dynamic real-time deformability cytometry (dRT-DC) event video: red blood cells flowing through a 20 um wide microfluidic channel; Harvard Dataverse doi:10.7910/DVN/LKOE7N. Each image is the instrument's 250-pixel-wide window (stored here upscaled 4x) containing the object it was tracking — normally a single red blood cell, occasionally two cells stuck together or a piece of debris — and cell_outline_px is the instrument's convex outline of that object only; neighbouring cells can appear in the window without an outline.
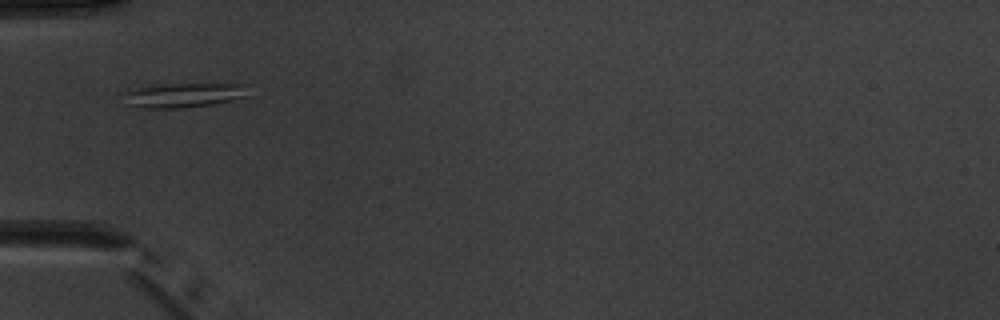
{"species": "common noctule bat (a hibernating species)", "species_latin": "Nyctalus noctula", "temperature_condition": "warm", "stored_images_in_passage": 3, "camera_frame_rate_fps": 3000, "um_per_image_px": 0.085, "animal": {"sex": "male", "body_mass_g": 20.1, "forearm_length_mm": 53.5}, "frame": {"image": 1, "passage_image": 3, "time_ms": 2.333, "image_size_px": [1000, 320], "cell_outline_px": [[248, 96], [232, 100], [212, 104], [180, 108], [140, 108], [124, 104], [124, 92], [128, 88], [168, 84], [248, 84]], "centroid_in_image_um": [15.56, 8.09], "position_along_channel_um": 69.4, "area_um2": 18.03}}